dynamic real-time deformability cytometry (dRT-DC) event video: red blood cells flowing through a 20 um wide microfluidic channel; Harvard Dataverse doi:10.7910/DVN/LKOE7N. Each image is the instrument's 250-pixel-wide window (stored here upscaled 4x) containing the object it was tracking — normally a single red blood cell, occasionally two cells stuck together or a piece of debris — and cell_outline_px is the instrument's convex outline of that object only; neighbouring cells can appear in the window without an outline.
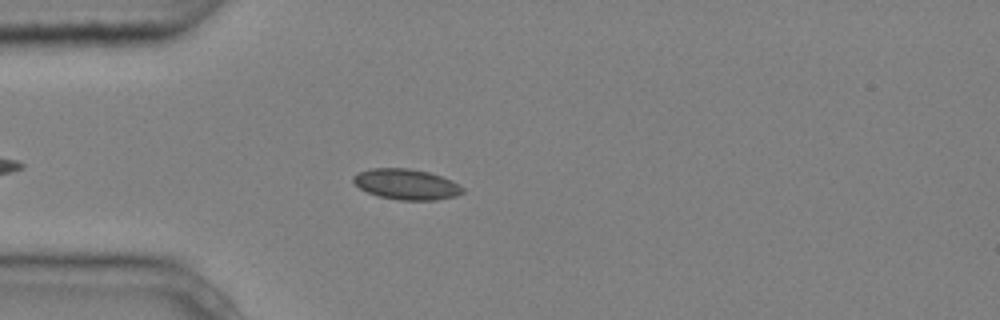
{"species": "common noctule bat (a hibernating species)", "species_latin": "Nyctalus noctula", "temperature_condition": "cold", "stored_images_in_passage": 4, "camera_frame_rate_fps": 3000, "um_per_image_px": 0.085, "animal": {"sex": "male", "body_mass_g": 20.4}, "frame": {"image": 1, "passage_image": 4, "time_ms": 1.0, "image_size_px": [1000, 320], "cell_outline_px": [[464, 192], [456, 196], [436, 200], [400, 200], [380, 196], [368, 192], [360, 188], [352, 180], [352, 176], [360, 172], [372, 168], [408, 168], [428, 172], [452, 180], [460, 184], [464, 188]], "centroid_in_image_um": [34.57, 15.66], "position_along_channel_um": 50.4, "area_um2": 19.42}}